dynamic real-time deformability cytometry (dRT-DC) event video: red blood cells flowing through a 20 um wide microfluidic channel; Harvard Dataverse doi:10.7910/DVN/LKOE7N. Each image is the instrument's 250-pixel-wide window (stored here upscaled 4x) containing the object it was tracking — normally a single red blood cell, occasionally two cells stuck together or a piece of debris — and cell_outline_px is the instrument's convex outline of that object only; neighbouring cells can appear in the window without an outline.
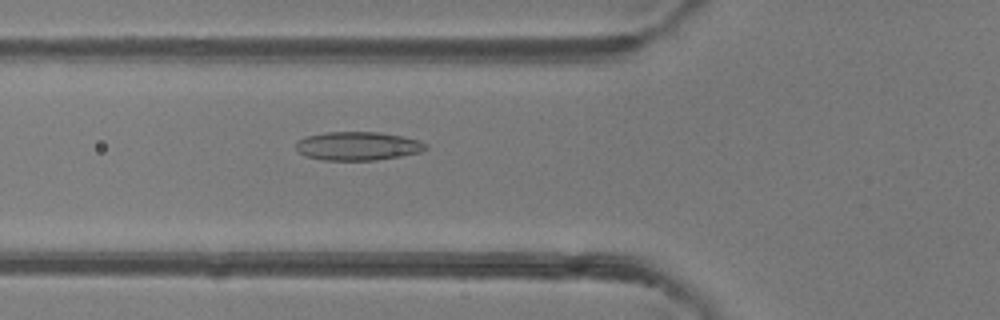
{"species": "common noctule bat (a hibernating species)", "species_latin": "Nyctalus noctula", "temperature_condition": "room temperature", "stored_images_in_passage": 49, "camera_frame_rate_fps": 3000, "um_per_image_px": 0.085, "animal": {"sex": "female"}, "frame": {"image": 1, "passage_image": 18, "time_ms": 5.667, "image_size_px": [1000, 320], "cell_outline_px": [[428, 148], [420, 152], [400, 156], [376, 160], [324, 160], [304, 156], [296, 152], [296, 144], [300, 140], [308, 136], [328, 132], [380, 132], [404, 136], [420, 140], [428, 144]], "centroid_in_image_um": [30.45, 12.41], "position_along_channel_um": 95.4, "area_um2": 21.73}}
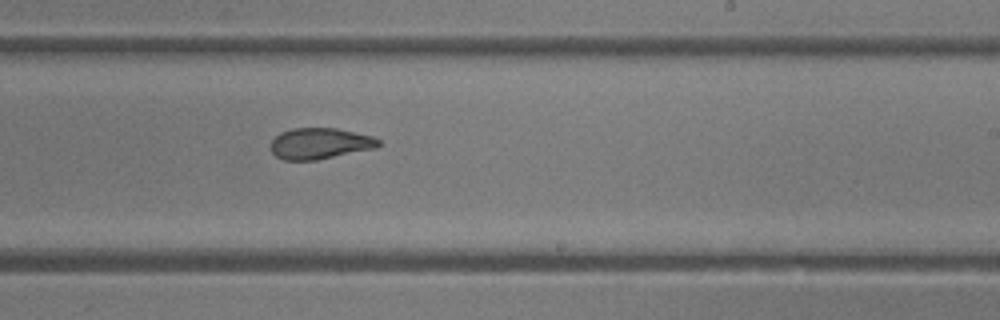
{"frame": {"image": 2, "passage_image": 30, "time_ms": 9.667, "image_size_px": [1000, 320], "cell_outline_px": [[380, 144], [376, 148], [316, 160], [284, 160], [276, 156], [272, 152], [272, 140], [280, 132], [292, 128], [336, 128], [372, 136], [380, 140]], "centroid_in_image_um": [27.19, 12.19], "position_along_channel_um": 261.8, "area_um2": 19.42}}
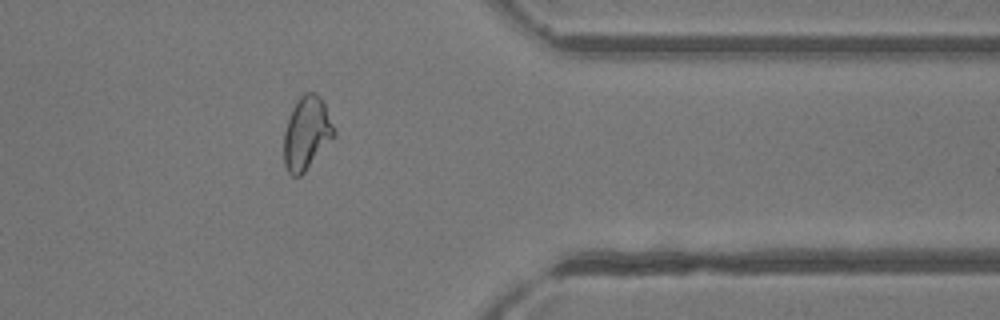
{"frame": {"image": 3, "passage_image": 40, "time_ms": 13.0, "image_size_px": [1000, 320], "cell_outline_px": [[336, 132], [304, 172], [300, 176], [292, 176], [288, 172], [284, 164], [284, 132], [292, 108], [296, 100], [304, 92], [316, 92], [320, 96], [324, 104]], "centroid_in_image_um": [26.03, 11.29], "position_along_channel_um": 385.4, "area_um2": 20.92}, "authors_computed_cell_mechanics": {"area_um2": 21.675, "velocity_mm_per_s": 4.155, "shape_relaxation_time_tau1_ms": 8.0368, "shape_relaxation_time_tau2_ms": 1.6494, "deformation_change_tau1": 0.1937, "deformation_change_tau2": 0.0783}}